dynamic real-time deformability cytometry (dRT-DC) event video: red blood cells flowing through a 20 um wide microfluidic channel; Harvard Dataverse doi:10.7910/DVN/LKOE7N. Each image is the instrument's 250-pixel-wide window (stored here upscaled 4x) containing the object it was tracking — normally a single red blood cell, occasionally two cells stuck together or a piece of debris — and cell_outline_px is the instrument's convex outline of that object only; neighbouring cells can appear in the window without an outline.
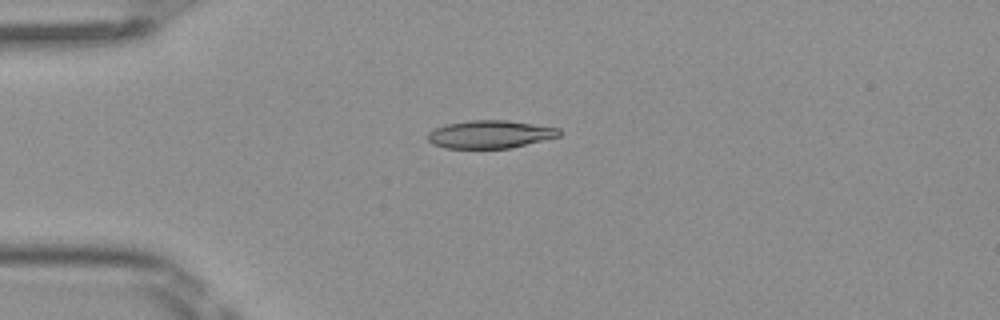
{"species": "Egyptian fruit bat (a non-hibernating species)", "species_latin": "Rousettus aegyptiacus", "temperature_condition": "room temperature", "stored_images_in_passage": 5, "camera_frame_rate_fps": 3000, "um_per_image_px": 0.085, "frame": {"image": 1, "passage_image": 1, "time_ms": 0.0, "image_size_px": [1000, 320], "cell_outline_px": [[560, 136], [508, 148], [444, 148], [432, 144], [428, 140], [428, 132], [444, 124], [468, 120], [508, 120], [560, 128]], "centroid_in_image_um": [41.62, 11.4], "position_along_channel_um": 43.4, "area_um2": 21.33}}
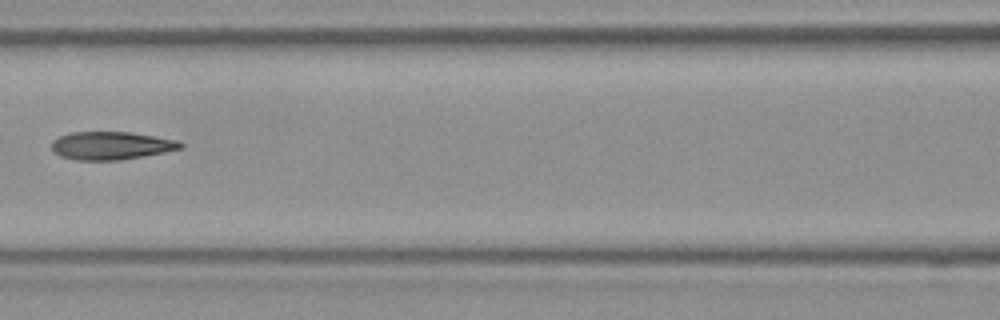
{"frame": {"image": 2, "passage_image": 4, "time_ms": 1.0, "image_size_px": [1000, 320], "cell_outline_px": [[184, 148], [144, 156], [120, 160], [76, 160], [60, 156], [52, 148], [52, 140], [68, 132], [132, 132], [156, 136], [176, 140], [184, 144]], "centroid_in_image_um": [9.47, 12.37], "position_along_channel_um": 157.1, "area_um2": 21.1}}
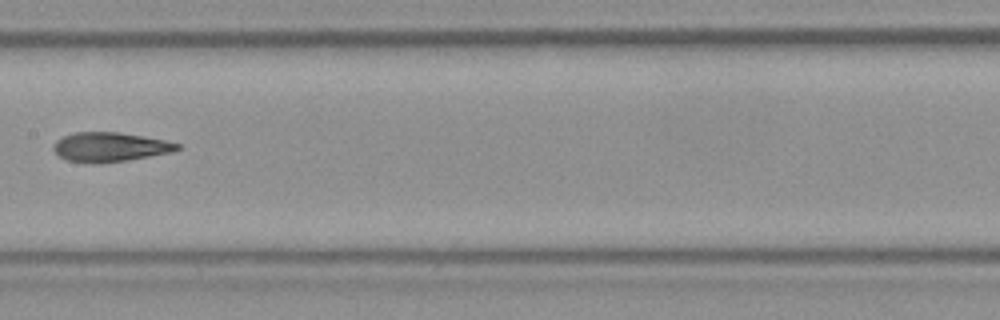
{"frame": {"image": 3, "passage_image": 5, "time_ms": 1.333, "image_size_px": [1000, 320], "cell_outline_px": [[180, 148], [172, 152], [128, 160], [68, 160], [60, 156], [52, 148], [56, 140], [64, 136], [76, 132], [120, 132], [144, 136], [164, 140], [180, 144]], "centroid_in_image_um": [9.4, 12.44], "position_along_channel_um": 198.0, "area_um2": 20.23}}